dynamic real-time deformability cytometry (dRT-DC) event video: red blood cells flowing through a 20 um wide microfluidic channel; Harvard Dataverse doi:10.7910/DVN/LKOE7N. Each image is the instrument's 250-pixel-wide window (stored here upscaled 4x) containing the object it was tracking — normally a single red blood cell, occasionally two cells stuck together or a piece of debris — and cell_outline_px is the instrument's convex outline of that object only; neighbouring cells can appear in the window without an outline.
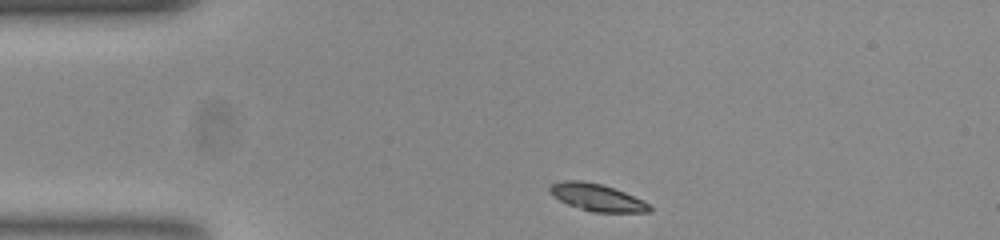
{"species": "common noctule bat (a hibernating species)", "species_latin": "Nyctalus noctula", "temperature_condition": "room temperature", "stored_images_in_passage": 14, "camera_frame_rate_fps": 3000, "um_per_image_px": 0.085, "animal": {"sex": "female", "body_mass_g": 23.0, "forearm_length_mm": 53.4}, "frame": {"image": 1, "passage_image": 1, "time_ms": 0.0, "image_size_px": [1000, 240], "cell_outline_px": [[652, 212], [592, 212], [568, 204], [552, 196], [548, 192], [548, 188], [552, 184], [560, 180], [580, 180], [600, 184], [624, 192], [648, 204], [652, 208]], "centroid_in_image_um": [50.68, 16.77], "position_along_channel_um": 34.3, "area_um2": 15.61}}
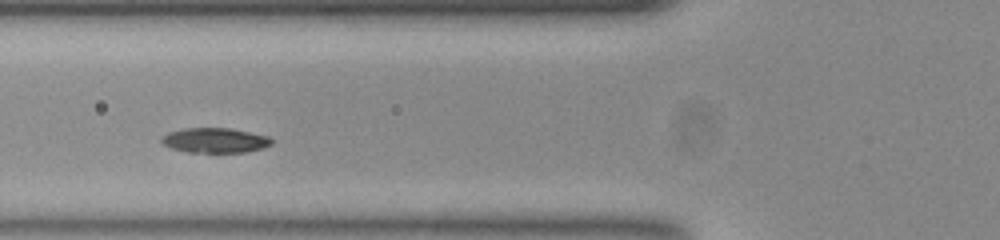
{"frame": {"image": 2, "passage_image": 10, "time_ms": 3.0, "image_size_px": [1000, 240], "cell_outline_px": [[272, 144], [264, 148], [248, 152], [188, 152], [172, 148], [160, 144], [160, 136], [168, 132], [184, 128], [228, 128], [268, 136], [272, 140]], "centroid_in_image_um": [18.23, 11.93], "position_along_channel_um": 107.6, "area_um2": 16.07}}
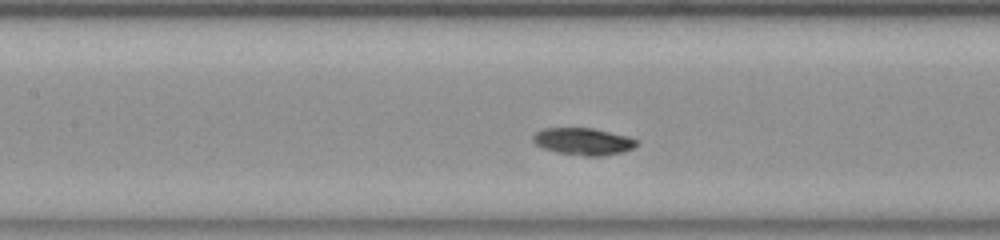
{"frame": {"image": 3, "passage_image": 14, "time_ms": 4.333, "image_size_px": [1000, 240], "cell_outline_px": [[640, 140], [632, 148], [624, 152], [604, 156], [584, 156], [556, 152], [544, 148], [536, 144], [532, 140], [532, 136], [536, 132], [544, 128], [592, 128], [628, 136]], "centroid_in_image_um": [49.59, 12.02], "position_along_channel_um": 157.8, "area_um2": 16.42}}